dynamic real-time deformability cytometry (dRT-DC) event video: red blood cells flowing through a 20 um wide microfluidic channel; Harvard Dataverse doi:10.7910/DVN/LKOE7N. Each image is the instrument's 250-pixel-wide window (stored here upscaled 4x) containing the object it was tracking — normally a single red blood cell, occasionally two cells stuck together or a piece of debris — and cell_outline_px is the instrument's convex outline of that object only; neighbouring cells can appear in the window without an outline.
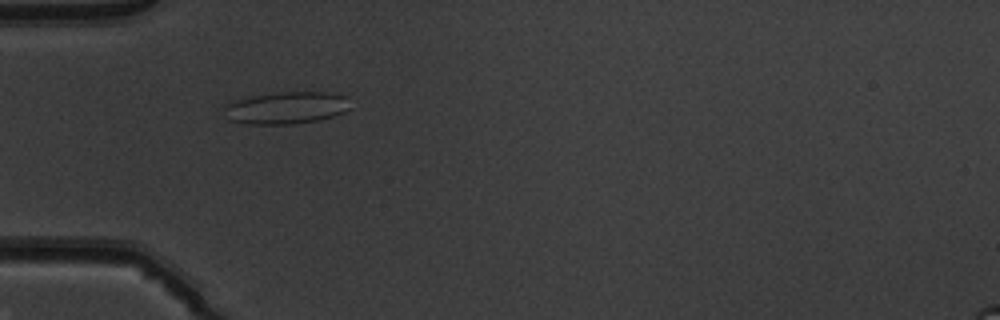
{"species": "common noctule bat (a hibernating species)", "species_latin": "Nyctalus noctula", "temperature_condition": "warm", "stored_images_in_passage": 36, "camera_frame_rate_fps": 3000, "um_per_image_px": 0.085, "animal": {"sex": "male", "body_mass_g": 19.5, "forearm_length_mm": 54.6}, "frame": {"image": 1, "passage_image": 1, "time_ms": 0.0, "image_size_px": [1000, 320], "cell_outline_px": [[352, 108], [344, 112], [332, 116], [316, 120], [292, 124], [248, 124], [228, 120], [224, 108], [224, 104], [228, 100], [252, 96], [284, 92], [328, 92], [348, 96]], "centroid_in_image_um": [24.32, 9.15], "position_along_channel_um": 60.7, "area_um2": 23.93}}
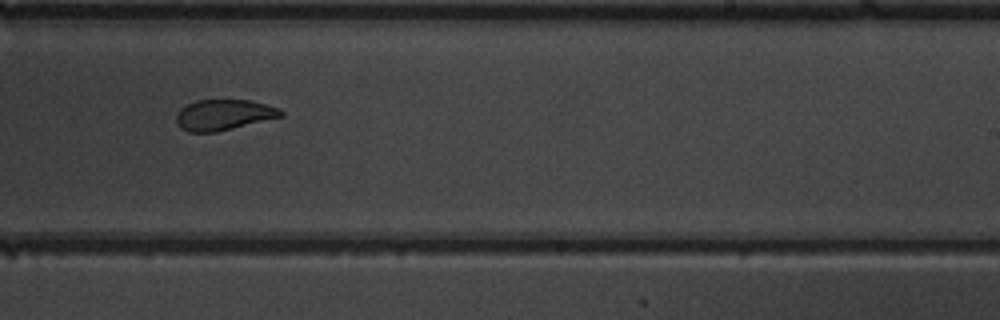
{"frame": {"image": 2, "passage_image": 17, "time_ms": 5.333, "image_size_px": [1000, 320], "cell_outline_px": [[284, 116], [216, 132], [188, 132], [180, 128], [176, 120], [176, 116], [180, 108], [196, 100], [248, 100], [280, 108], [284, 112]], "centroid_in_image_um": [19.01, 9.76], "position_along_channel_um": 270.0, "area_um2": 18.67}}
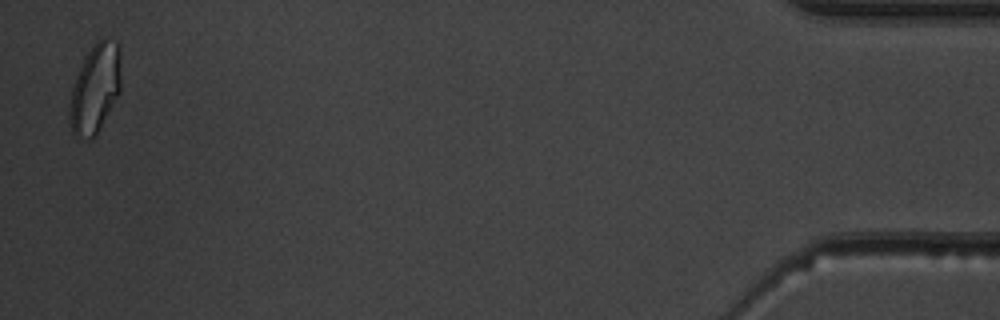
{"frame": {"image": 3, "passage_image": 35, "time_ms": 11.333, "image_size_px": [1000, 320], "cell_outline_px": [[120, 92], [96, 136], [88, 140], [76, 136], [72, 132], [68, 116], [68, 104], [72, 88], [76, 76], [88, 52], [96, 40], [104, 36], [116, 40], [120, 44]], "centroid_in_image_um": [8.09, 7.52], "position_along_channel_um": 427.1, "area_um2": 27.11}, "authors_computed_cell_mechanics": {"area_um2": 20.519, "velocity_mm_per_s": 4.0079, "shape_relaxation_time_tau1_ms": null, "shape_relaxation_time_tau2_ms": 1.4401, "deformation_change_tau1": null, "deformation_change_tau2": 0.0739}}